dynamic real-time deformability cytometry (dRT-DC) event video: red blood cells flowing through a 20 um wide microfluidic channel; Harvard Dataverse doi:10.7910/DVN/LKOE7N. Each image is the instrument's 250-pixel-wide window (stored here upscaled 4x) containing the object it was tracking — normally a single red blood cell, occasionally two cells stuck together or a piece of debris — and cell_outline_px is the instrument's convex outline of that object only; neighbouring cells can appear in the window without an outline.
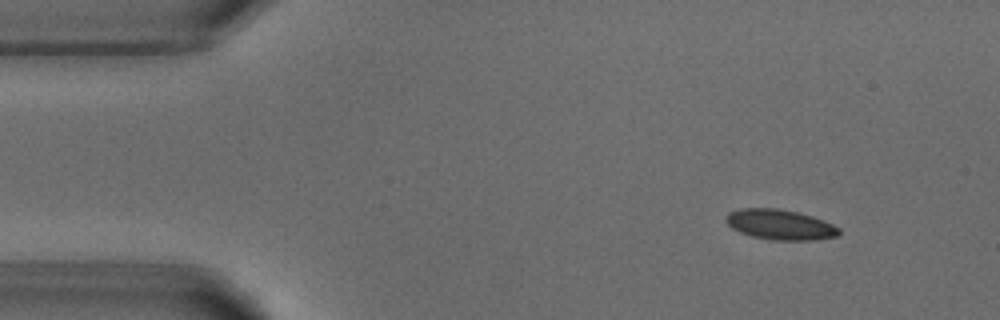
{"species": "common noctule bat (a hibernating species)", "species_latin": "Nyctalus noctula", "temperature_condition": "warm", "stored_images_in_passage": 5, "camera_frame_rate_fps": 3000, "um_per_image_px": 0.085, "animal": {"sex": "male", "body_mass_g": 18.8}, "frame": {"image": 1, "passage_image": 1, "time_ms": 0.0, "image_size_px": [1000, 320], "cell_outline_px": [[840, 232], [836, 236], [812, 240], [772, 240], [752, 236], [740, 232], [732, 228], [724, 220], [724, 216], [728, 212], [740, 208], [776, 208], [796, 212], [812, 216], [824, 220], [840, 228]], "centroid_in_image_um": [66.27, 19.08], "position_along_channel_um": 18.7, "area_um2": 19.94}}
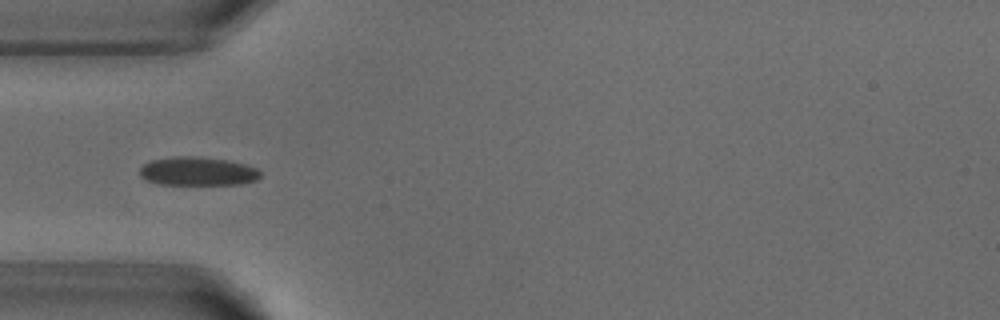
{"frame": {"image": 2, "passage_image": 4, "time_ms": 3.333, "image_size_px": [1000, 320], "cell_outline_px": [[260, 176], [256, 180], [240, 184], [160, 184], [144, 180], [140, 176], [140, 168], [144, 164], [152, 160], [176, 156], [192, 156], [228, 160], [244, 164], [256, 168], [260, 172]], "centroid_in_image_um": [16.78, 14.56], "position_along_channel_um": 68.2, "area_um2": 20.0}}